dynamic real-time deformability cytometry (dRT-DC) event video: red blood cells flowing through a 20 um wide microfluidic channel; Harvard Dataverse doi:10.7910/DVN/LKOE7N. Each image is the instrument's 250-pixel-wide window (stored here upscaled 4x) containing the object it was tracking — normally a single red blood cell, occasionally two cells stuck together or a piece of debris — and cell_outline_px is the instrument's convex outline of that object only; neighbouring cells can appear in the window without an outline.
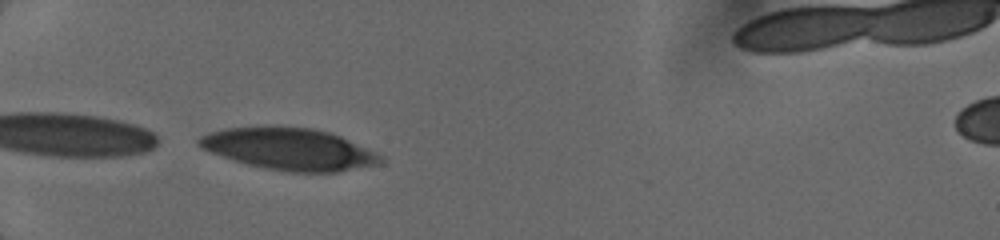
{"species": "human", "species_latin": "Homo sapiens", "temperature_condition": "cold", "stored_images_in_passage": 29, "camera_frame_rate_fps": 3000, "um_per_image_px": 0.085, "donor": {"sex": "female"}, "frame": {"image": 1, "passage_image": 1, "time_ms": 0.0, "image_size_px": [1000, 240], "cell_outline_px": [[384, 164], [336, 172], [288, 172], [264, 168], [248, 164], [200, 148], [196, 144], [196, 140], [200, 136], [208, 132], [224, 128], [264, 124], [312, 128], [328, 132], [340, 136], [376, 152], [384, 160]], "centroid_in_image_um": [24.56, 12.64], "position_along_channel_um": 60.4, "area_um2": 44.91}}
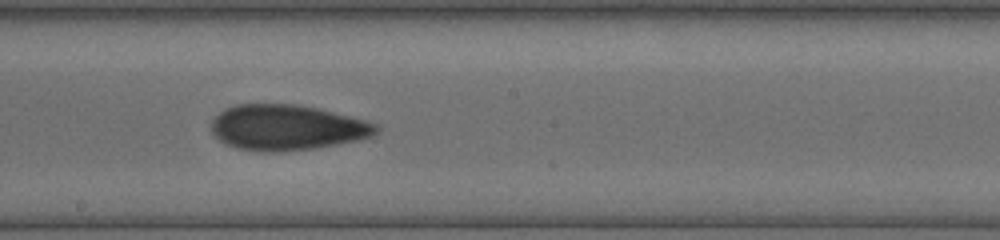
{"frame": {"image": 2, "passage_image": 17, "time_ms": 4.333, "image_size_px": [1000, 240], "cell_outline_px": [[380, 132], [372, 136], [360, 140], [316, 148], [280, 152], [260, 152], [236, 148], [224, 144], [212, 132], [212, 120], [224, 108], [236, 104], [296, 104], [316, 108], [364, 120], [376, 124], [380, 128]], "centroid_in_image_um": [24.38, 10.85], "position_along_channel_um": 223.8, "area_um2": 43.87}}
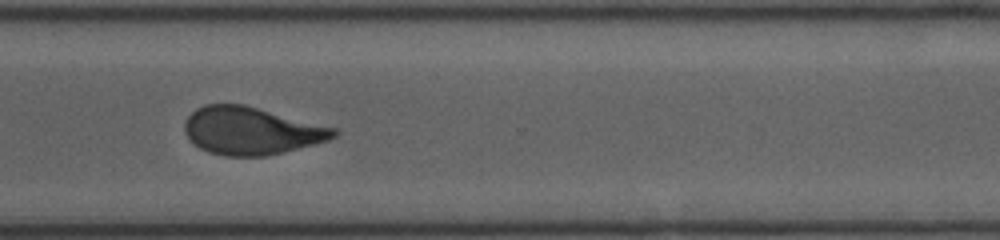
{"frame": {"image": 3, "passage_image": 28, "time_ms": 7.333, "image_size_px": [1000, 240], "cell_outline_px": [[340, 132], [336, 136], [328, 140], [316, 144], [268, 156], [224, 156], [208, 152], [200, 148], [184, 132], [184, 124], [188, 116], [196, 108], [204, 104], [244, 104], [336, 128]], "centroid_in_image_um": [21.37, 11.12], "position_along_channel_um": 349.2, "area_um2": 41.44}}